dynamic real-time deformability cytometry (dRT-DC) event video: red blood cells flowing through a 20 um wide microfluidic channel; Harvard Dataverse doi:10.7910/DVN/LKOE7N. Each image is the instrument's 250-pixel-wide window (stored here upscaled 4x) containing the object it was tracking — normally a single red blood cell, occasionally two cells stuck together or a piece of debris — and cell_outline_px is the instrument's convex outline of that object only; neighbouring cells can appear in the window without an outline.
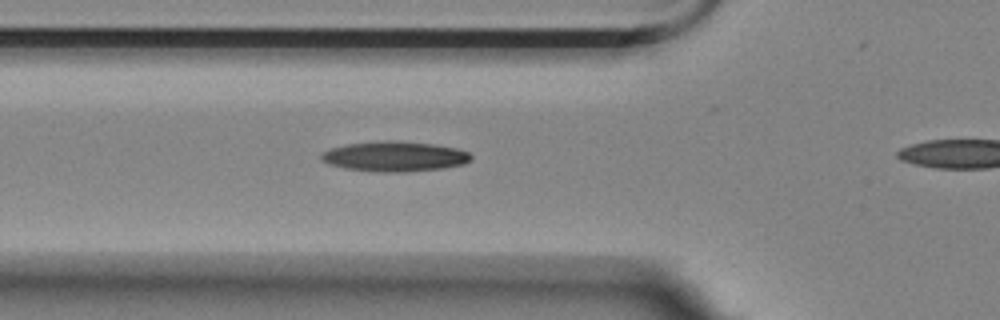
{"species": "Egyptian fruit bat (a non-hibernating species)", "species_latin": "Rousettus aegyptiacus", "temperature_condition": "room temperature", "stored_images_in_passage": 11, "camera_frame_rate_fps": 3000, "um_per_image_px": 0.085, "animal": {"sex": "female"}, "frame": {"image": 1, "passage_image": 10, "time_ms": 3.0, "image_size_px": [1000, 320], "cell_outline_px": [[472, 160], [464, 164], [444, 168], [408, 172], [376, 172], [344, 168], [328, 164], [320, 160], [320, 152], [332, 148], [348, 144], [392, 140], [396, 140], [432, 144], [456, 148], [468, 152], [472, 156]], "centroid_in_image_um": [33.54, 13.31], "position_along_channel_um": 92.3, "area_um2": 26.41}}